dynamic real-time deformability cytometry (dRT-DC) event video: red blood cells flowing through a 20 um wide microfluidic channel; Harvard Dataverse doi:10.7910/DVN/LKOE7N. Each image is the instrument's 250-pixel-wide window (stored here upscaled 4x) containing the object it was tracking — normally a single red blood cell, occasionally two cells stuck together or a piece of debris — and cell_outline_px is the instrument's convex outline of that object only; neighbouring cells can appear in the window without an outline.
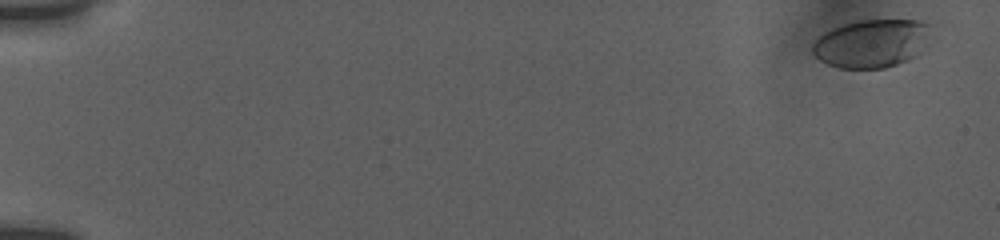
{"species": "human", "species_latin": "Homo sapiens", "temperature_condition": "room temperature", "stored_images_in_passage": 13, "camera_frame_rate_fps": 3000, "um_per_image_px": 0.085, "donor": {"sex": "female"}, "frame": {"image": 1, "passage_image": 1, "time_ms": 0.0, "image_size_px": [1000, 240], "cell_outline_px": [[936, 24], [916, 56], [908, 60], [884, 68], [840, 68], [828, 64], [820, 60], [812, 52], [812, 44], [824, 32], [832, 28], [856, 20], [920, 20]], "centroid_in_image_um": [74.12, 3.66], "position_along_channel_um": 10.9, "area_um2": 33.41}}
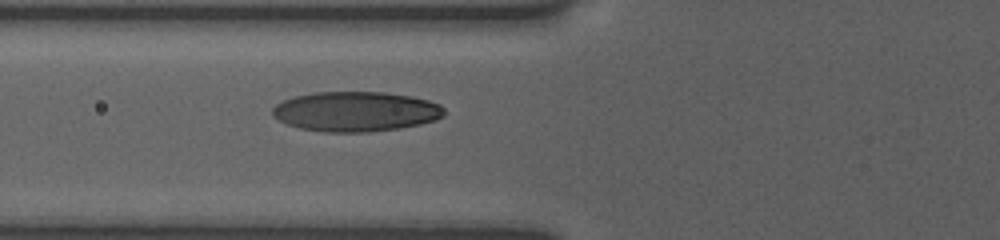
{"frame": {"image": 2, "passage_image": 10, "time_ms": 7.0, "image_size_px": [1000, 240], "cell_outline_px": [[444, 116], [436, 120], [420, 124], [400, 128], [368, 132], [324, 132], [300, 128], [288, 124], [272, 116], [272, 108], [276, 104], [292, 96], [312, 92], [384, 92], [412, 96], [428, 100], [440, 104], [444, 108]], "centroid_in_image_um": [30.24, 9.47], "position_along_channel_um": 95.6, "area_um2": 40.17}}
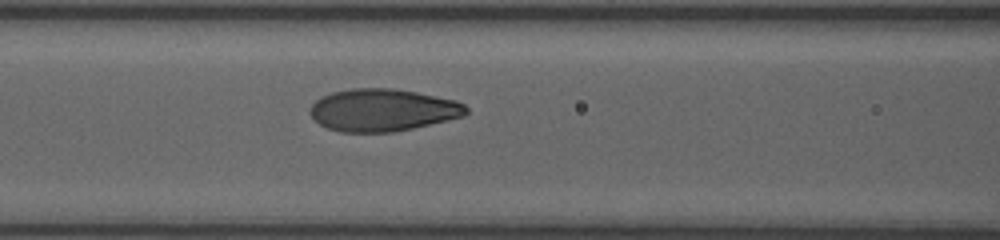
{"frame": {"image": 3, "passage_image": 13, "time_ms": 8.0, "image_size_px": [1000, 240], "cell_outline_px": [[468, 112], [464, 116], [412, 128], [392, 132], [340, 132], [328, 128], [320, 124], [308, 112], [308, 108], [320, 96], [332, 92], [352, 88], [392, 88], [416, 92], [456, 100], [464, 104], [468, 108]], "centroid_in_image_um": [32.5, 9.35], "position_along_channel_um": 134.1, "area_um2": 38.55}}